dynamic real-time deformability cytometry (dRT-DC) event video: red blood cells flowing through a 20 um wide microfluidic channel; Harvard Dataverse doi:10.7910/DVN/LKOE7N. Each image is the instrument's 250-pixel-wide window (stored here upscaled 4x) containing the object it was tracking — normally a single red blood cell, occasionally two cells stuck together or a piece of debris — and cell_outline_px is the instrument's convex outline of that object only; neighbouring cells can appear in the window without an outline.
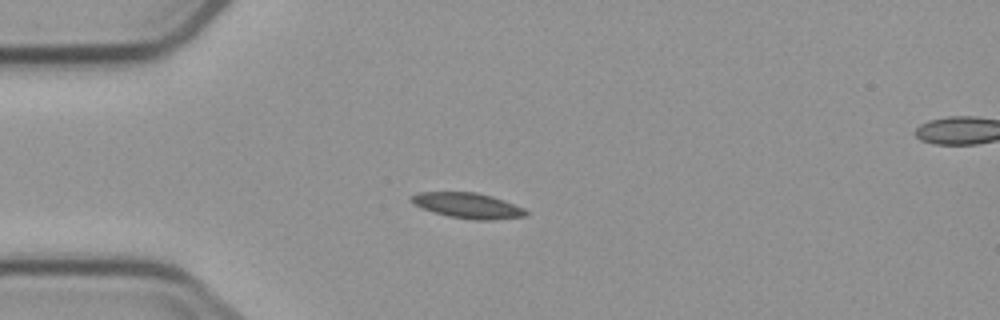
{"species": "common noctule bat (a hibernating species)", "species_latin": "Nyctalus noctula", "temperature_condition": "cold", "stored_images_in_passage": 7, "camera_frame_rate_fps": 3000, "um_per_image_px": 0.085, "animal": {"sex": "male", "body_mass_g": 23.1, "forearm_length_mm": 52.7}, "frame": {"image": 1, "passage_image": 4, "time_ms": 3.667, "image_size_px": [1000, 320], "cell_outline_px": [[528, 216], [492, 220], [472, 220], [448, 216], [432, 212], [420, 208], [412, 204], [408, 200], [412, 196], [420, 192], [476, 192], [492, 196], [524, 208], [528, 212]], "centroid_in_image_um": [39.73, 17.48], "position_along_channel_um": 45.3, "area_um2": 17.17}}
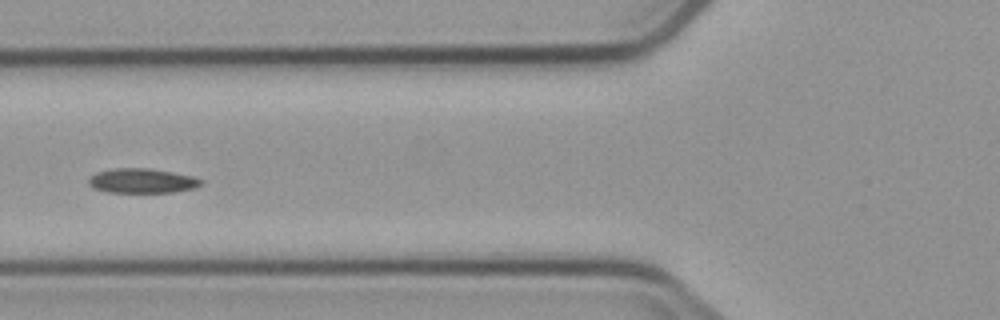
{"frame": {"image": 2, "passage_image": 6, "time_ms": 6.0, "image_size_px": [1000, 320], "cell_outline_px": [[204, 184], [196, 188], [172, 192], [108, 192], [92, 188], [88, 184], [88, 180], [96, 172], [116, 168], [148, 168], [172, 172], [192, 176], [204, 180]], "centroid_in_image_um": [12.1, 15.37], "position_along_channel_um": 113.7, "area_um2": 16.18}}
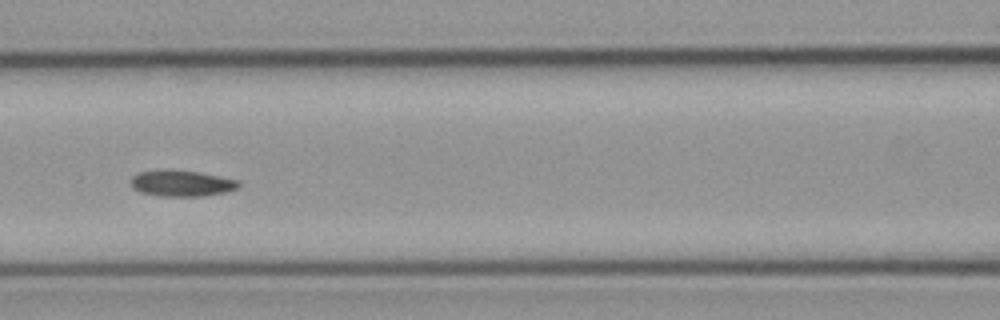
{"frame": {"image": 3, "passage_image": 7, "time_ms": 7.0, "image_size_px": [1000, 320], "cell_outline_px": [[240, 188], [224, 192], [204, 196], [160, 196], [140, 192], [132, 188], [128, 180], [132, 176], [140, 172], [196, 172], [240, 180]], "centroid_in_image_um": [15.45, 15.63], "position_along_channel_um": 151.1, "area_um2": 15.9}}